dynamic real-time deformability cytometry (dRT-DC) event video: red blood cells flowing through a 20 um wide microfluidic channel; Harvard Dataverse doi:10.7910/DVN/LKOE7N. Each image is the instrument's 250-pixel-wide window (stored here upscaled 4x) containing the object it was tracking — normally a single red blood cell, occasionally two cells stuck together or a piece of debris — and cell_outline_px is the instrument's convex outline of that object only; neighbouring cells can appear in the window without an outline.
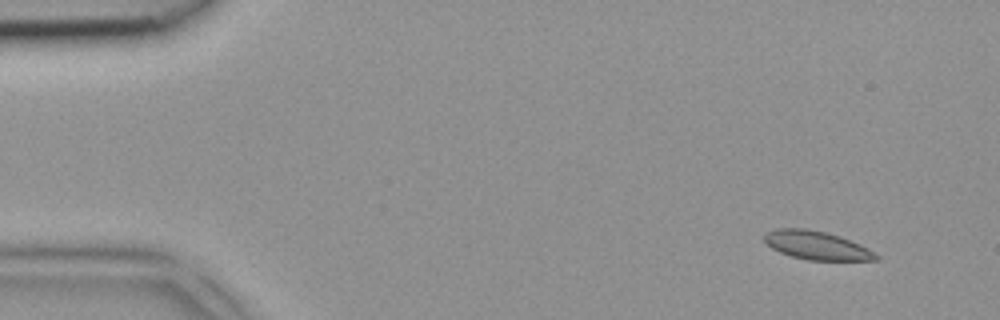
{"species": "common noctule bat (a hibernating species)", "species_latin": "Nyctalus noctula", "temperature_condition": "room temperature", "stored_images_in_passage": 5, "camera_frame_rate_fps": 3000, "um_per_image_px": 0.085, "animal": {"sex": "female", "body_mass_g": 18.4}, "frame": {"image": 1, "passage_image": 2, "time_ms": 0.333, "image_size_px": [1000, 320], "cell_outline_px": [[880, 260], [808, 260], [792, 256], [780, 252], [772, 248], [764, 240], [764, 232], [776, 228], [804, 228], [824, 232], [840, 236], [860, 244], [868, 248], [880, 256]], "centroid_in_image_um": [69.42, 20.85], "position_along_channel_um": 15.6, "area_um2": 18.55}}
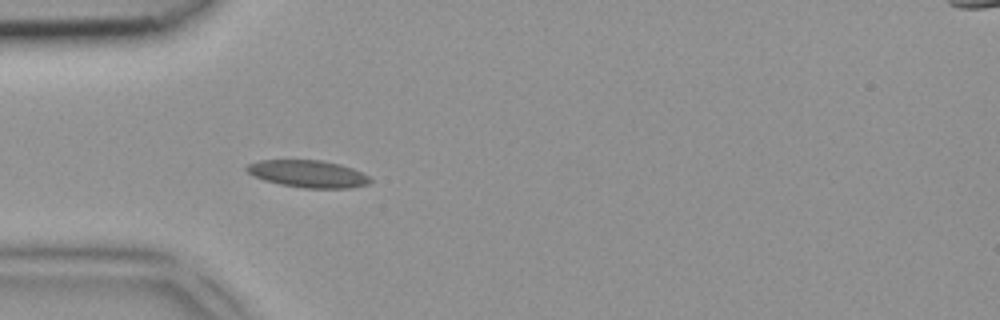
{"frame": {"image": 2, "passage_image": 5, "time_ms": 1.333, "image_size_px": [1000, 320], "cell_outline_px": [[372, 180], [368, 184], [352, 188], [304, 188], [280, 184], [264, 180], [252, 176], [244, 168], [248, 164], [260, 160], [320, 160], [340, 164], [352, 168], [368, 176]], "centroid_in_image_um": [26.16, 14.78], "position_along_channel_um": 58.8, "area_um2": 19.59}}